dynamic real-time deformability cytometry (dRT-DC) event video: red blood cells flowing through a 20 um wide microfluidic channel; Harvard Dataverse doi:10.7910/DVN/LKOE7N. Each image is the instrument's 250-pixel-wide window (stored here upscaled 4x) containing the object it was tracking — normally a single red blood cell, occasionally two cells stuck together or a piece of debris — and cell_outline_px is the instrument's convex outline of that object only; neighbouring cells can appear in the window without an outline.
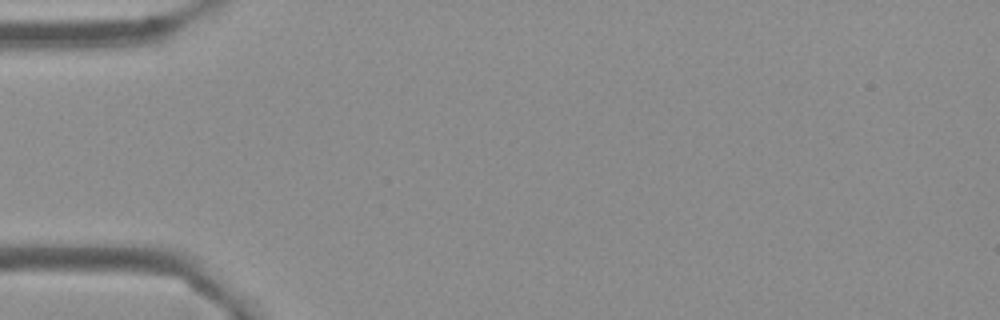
{"species": "Egyptian fruit bat (a non-hibernating species)", "species_latin": "Rousettus aegyptiacus", "temperature_condition": "cold", "stored_images_in_passage": 1, "camera_frame_rate_fps": 3000, "um_per_image_px": 0.085, "frame": {"image": 1, "passage_image": 1, "time_ms": 0.0, "image_size_px": [1000, 320], "cell_outline_px": [[224, 292], [216, 292], [76, 248], [92, 244], [156, 248], [196, 268], [208, 276]], "centroid_in_image_um": [13.15, 22.39], "position_along_channel_um": 71.8, "area_um2": 16.82}}